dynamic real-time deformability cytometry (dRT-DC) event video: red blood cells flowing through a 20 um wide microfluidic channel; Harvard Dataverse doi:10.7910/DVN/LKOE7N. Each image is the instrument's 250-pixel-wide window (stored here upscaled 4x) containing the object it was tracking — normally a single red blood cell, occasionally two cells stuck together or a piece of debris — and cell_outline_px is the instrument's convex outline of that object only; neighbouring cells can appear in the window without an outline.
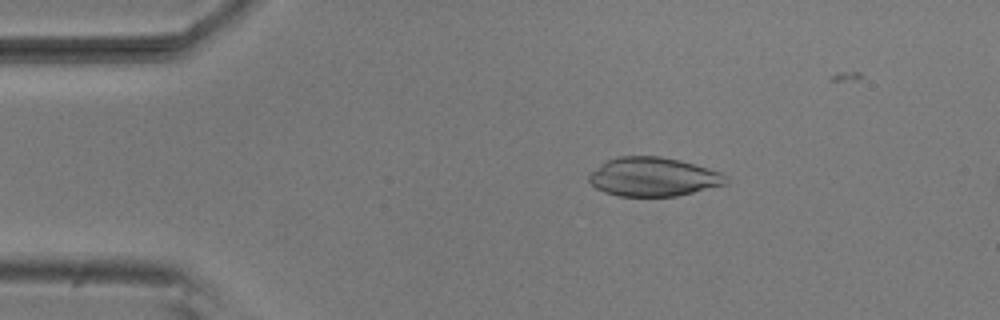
{"species": "common noctule bat (a hibernating species)", "species_latin": "Nyctalus noctula", "temperature_condition": "room temperature", "stored_images_in_passage": 5, "camera_frame_rate_fps": 3000, "um_per_image_px": 0.085, "animal": {"sex": "male", "body_mass_g": 20.5, "forearm_length_mm": 52.5}, "frame": {"image": 1, "passage_image": 3, "time_ms": 0.667, "image_size_px": [1000, 320], "cell_outline_px": [[728, 184], [676, 196], [620, 196], [604, 192], [596, 188], [588, 180], [588, 172], [604, 160], [620, 156], [660, 156], [680, 160], [708, 168], [720, 172], [728, 176]], "centroid_in_image_um": [55.5, 15.02], "position_along_channel_um": 29.5, "area_um2": 31.39}}